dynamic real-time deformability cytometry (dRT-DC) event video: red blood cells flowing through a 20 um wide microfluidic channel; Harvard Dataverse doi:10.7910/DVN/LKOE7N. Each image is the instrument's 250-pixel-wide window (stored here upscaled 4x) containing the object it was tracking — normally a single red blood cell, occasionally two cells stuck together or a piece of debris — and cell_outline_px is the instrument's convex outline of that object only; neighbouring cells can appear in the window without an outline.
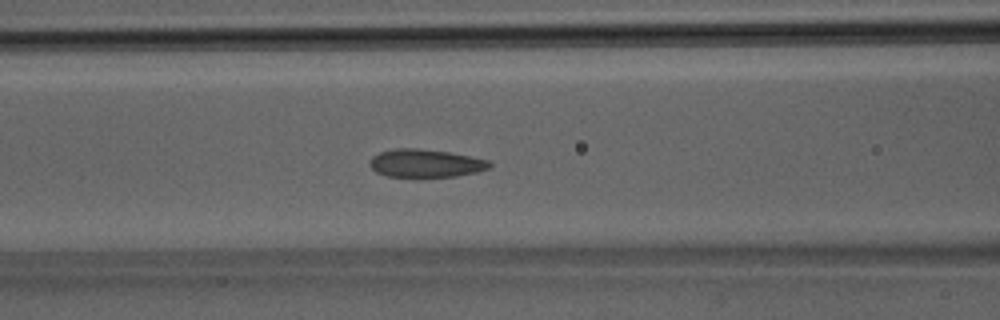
{"species": "Egyptian fruit bat (a non-hibernating species)", "species_latin": "Rousettus aegyptiacus", "temperature_condition": "room temperature", "stored_images_in_passage": 38, "camera_frame_rate_fps": 3000, "um_per_image_px": 0.085, "animal": {"sex": "male"}, "frame": {"image": 1, "passage_image": 16, "time_ms": 5.0, "image_size_px": [1000, 320], "cell_outline_px": [[492, 164], [488, 168], [476, 172], [456, 176], [388, 176], [376, 172], [368, 164], [372, 156], [380, 152], [396, 148], [416, 148], [448, 152], [488, 160]], "centroid_in_image_um": [36.14, 13.87], "position_along_channel_um": 130.5, "area_um2": 19.25}}
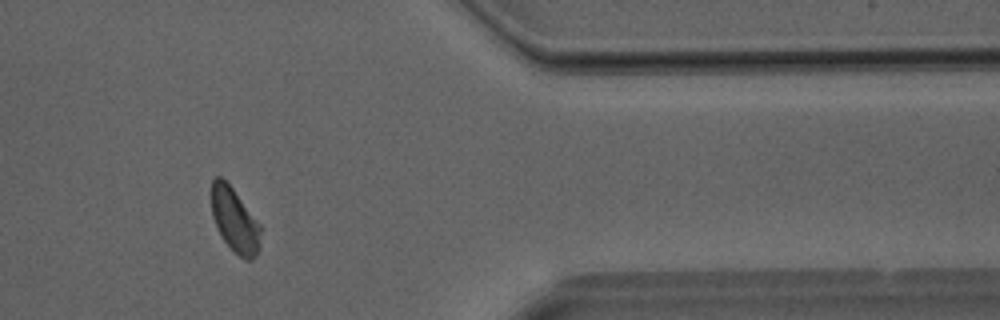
{"frame": {"image": 2, "passage_image": 32, "time_ms": 10.333, "image_size_px": [1000, 320], "cell_outline_px": [[260, 248], [256, 256], [252, 260], [244, 260], [224, 240], [216, 228], [212, 216], [212, 180], [216, 176], [220, 176], [232, 188], [260, 224]], "centroid_in_image_um": [19.96, 18.74], "position_along_channel_um": 391.4, "area_um2": 18.15}}
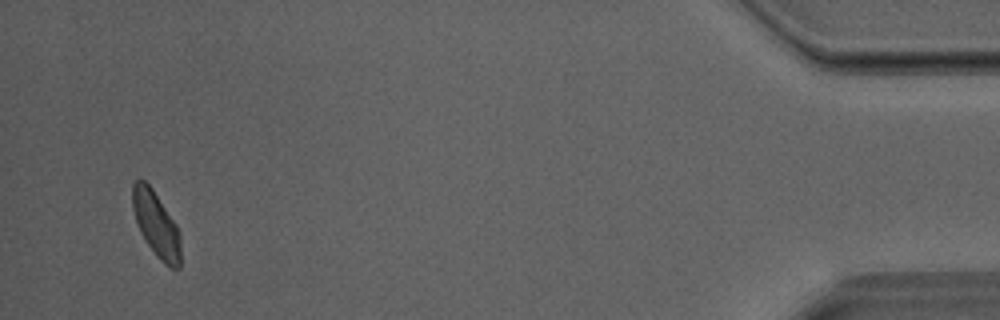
{"frame": {"image": 3, "passage_image": 37, "time_ms": 12.0, "image_size_px": [1000, 320], "cell_outline_px": [[180, 268], [168, 268], [156, 256], [140, 232], [132, 208], [132, 184], [136, 180], [144, 180], [152, 188], [176, 224], [180, 232]], "centroid_in_image_um": [13.28, 19.08], "position_along_channel_um": 421.9, "area_um2": 18.26}}